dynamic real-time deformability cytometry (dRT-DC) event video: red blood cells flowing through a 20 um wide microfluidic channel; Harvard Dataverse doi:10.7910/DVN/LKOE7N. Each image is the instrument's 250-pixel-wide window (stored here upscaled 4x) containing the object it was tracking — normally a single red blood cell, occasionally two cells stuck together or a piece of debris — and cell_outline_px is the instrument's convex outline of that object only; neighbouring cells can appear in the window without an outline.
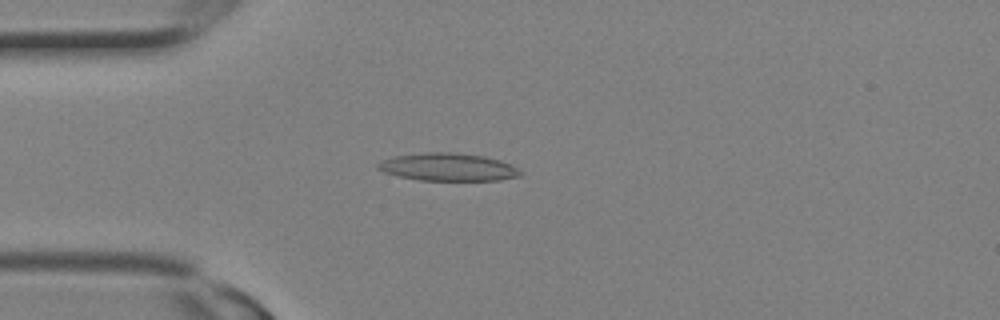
{"species": "Egyptian fruit bat (a non-hibernating species)", "species_latin": "Rousettus aegyptiacus", "temperature_condition": "room temperature", "stored_images_in_passage": 3, "camera_frame_rate_fps": 3000, "um_per_image_px": 0.085, "animal": {"sex": "female"}, "frame": {"image": 1, "passage_image": 3, "time_ms": 0.667, "image_size_px": [1000, 320], "cell_outline_px": [[524, 172], [520, 176], [500, 180], [420, 180], [400, 176], [384, 172], [376, 168], [376, 164], [392, 156], [424, 152], [456, 152], [484, 156], [500, 160], [512, 164]], "centroid_in_image_um": [38.12, 14.19], "position_along_channel_um": 46.9, "area_um2": 23.18}}